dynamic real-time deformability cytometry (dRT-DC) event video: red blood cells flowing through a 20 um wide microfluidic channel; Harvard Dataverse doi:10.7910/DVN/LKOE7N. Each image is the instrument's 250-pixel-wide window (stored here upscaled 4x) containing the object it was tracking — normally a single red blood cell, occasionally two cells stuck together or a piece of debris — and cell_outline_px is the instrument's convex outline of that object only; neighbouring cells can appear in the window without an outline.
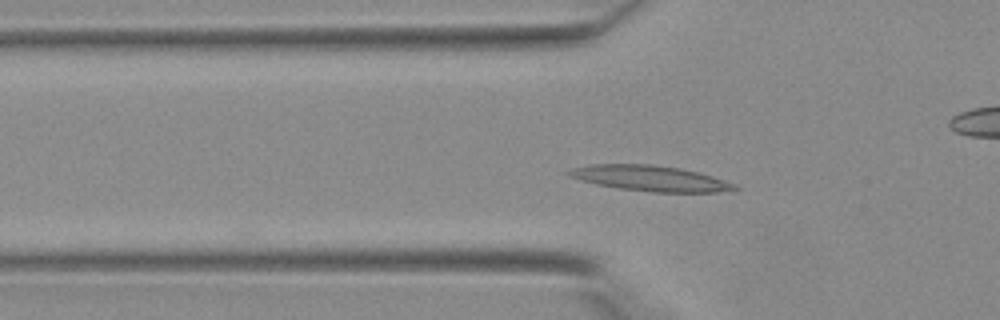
{"species": "Egyptian fruit bat (a non-hibernating species)", "species_latin": "Rousettus aegyptiacus", "temperature_condition": "warm", "stored_images_in_passage": 24, "camera_frame_rate_fps": 3000, "um_per_image_px": 0.085, "animal": {"sex": "female"}, "frame": {"image": 1, "passage_image": 2, "time_ms": 0.333, "image_size_px": [1000, 320], "cell_outline_px": [[740, 188], [736, 192], [652, 192], [616, 188], [596, 184], [580, 180], [568, 176], [564, 172], [572, 168], [592, 164], [652, 164], [680, 168], [712, 176], [736, 184]], "centroid_in_image_um": [55.29, 15.17], "position_along_channel_um": 70.5, "area_um2": 24.97}}
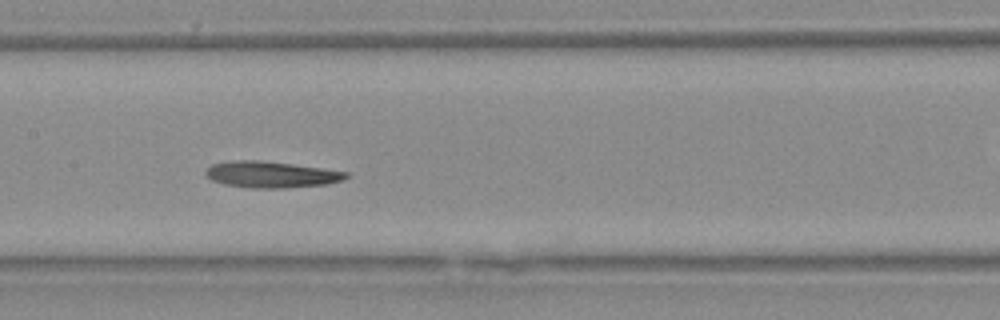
{"frame": {"image": 2, "passage_image": 9, "time_ms": 2.667, "image_size_px": [1000, 320], "cell_outline_px": [[348, 176], [344, 180], [328, 184], [284, 188], [252, 188], [224, 184], [212, 180], [204, 172], [212, 164], [232, 160], [260, 160], [292, 164], [348, 172]], "centroid_in_image_um": [23.05, 14.83], "position_along_channel_um": 184.3, "area_um2": 21.44}}
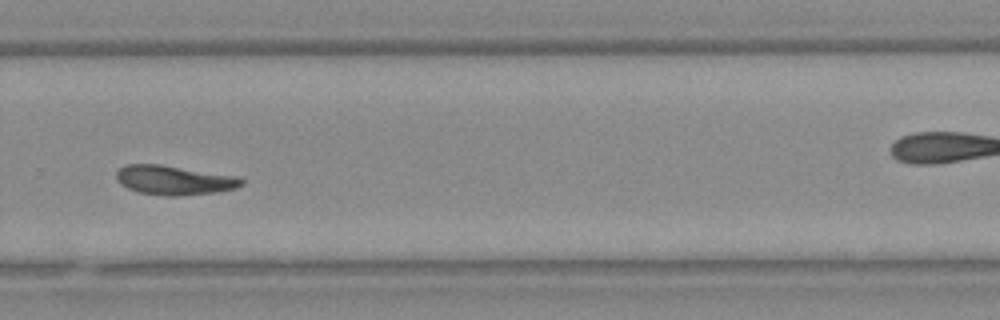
{"frame": {"image": 3, "passage_image": 17, "time_ms": 5.333, "image_size_px": [1000, 320], "cell_outline_px": [[244, 184], [236, 188], [216, 192], [176, 196], [164, 196], [140, 192], [128, 188], [120, 184], [116, 180], [116, 172], [124, 164], [160, 164], [236, 176], [244, 180]], "centroid_in_image_um": [14.78, 15.31], "position_along_channel_um": 315.0, "area_um2": 21.39}}